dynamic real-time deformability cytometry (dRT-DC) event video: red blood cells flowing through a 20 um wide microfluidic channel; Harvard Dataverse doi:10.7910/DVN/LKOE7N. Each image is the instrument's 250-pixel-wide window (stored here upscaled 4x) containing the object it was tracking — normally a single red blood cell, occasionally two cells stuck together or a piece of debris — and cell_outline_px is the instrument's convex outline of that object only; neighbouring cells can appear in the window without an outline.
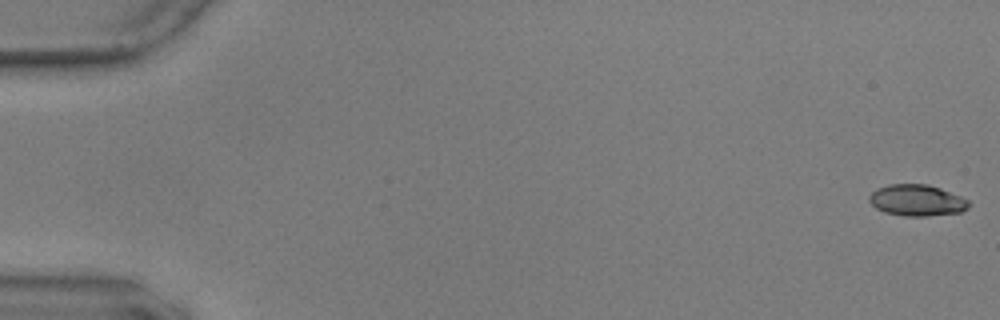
{"species": "common noctule bat (a hibernating species)", "species_latin": "Nyctalus noctula", "temperature_condition": "warm", "stored_images_in_passage": 14, "camera_frame_rate_fps": 3000, "um_per_image_px": 0.085, "animal": {"sex": "male", "body_mass_g": 17.9, "forearm_length_mm": 54.2}, "frame": {"image": 1, "passage_image": 1, "time_ms": 0.0, "image_size_px": [1000, 320], "cell_outline_px": [[968, 208], [960, 212], [928, 216], [904, 216], [884, 212], [876, 208], [868, 200], [868, 196], [876, 188], [888, 184], [928, 184], [940, 188], [960, 196], [968, 200]], "centroid_in_image_um": [77.9, 17.02], "position_along_channel_um": 7.1, "area_um2": 18.21}}